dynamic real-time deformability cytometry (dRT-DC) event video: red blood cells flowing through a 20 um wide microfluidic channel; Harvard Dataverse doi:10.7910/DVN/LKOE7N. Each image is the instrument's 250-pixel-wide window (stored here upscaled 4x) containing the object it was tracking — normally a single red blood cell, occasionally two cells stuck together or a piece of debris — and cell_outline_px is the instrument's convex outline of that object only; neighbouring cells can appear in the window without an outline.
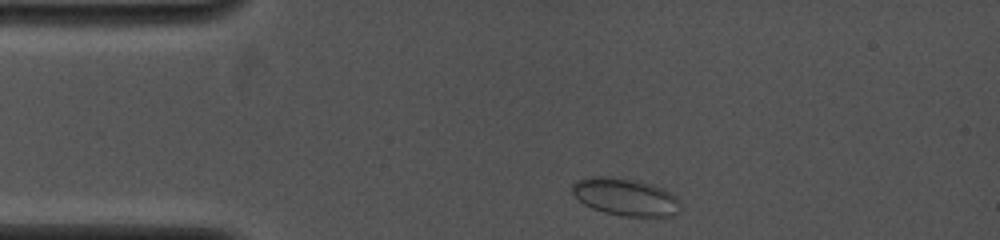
{"species": "common noctule bat (a hibernating species)", "species_latin": "Nyctalus noctula", "temperature_condition": "cold", "stored_images_in_passage": 6, "camera_frame_rate_fps": 4000, "um_per_image_px": 0.085, "animal": {"sex": "female", "body_mass_g": 19.0, "forearm_length_mm": 53.3}, "frame": {"image": 1, "passage_image": 1, "time_ms": 0.0, "image_size_px": [1000, 240], "cell_outline_px": [[680, 212], [672, 216], [620, 216], [604, 212], [592, 208], [584, 204], [572, 192], [572, 184], [576, 180], [592, 176], [616, 176], [636, 180], [652, 184], [664, 188], [676, 196], [680, 200]], "centroid_in_image_um": [53.19, 16.73], "position_along_channel_um": 31.8, "area_um2": 23.93}}
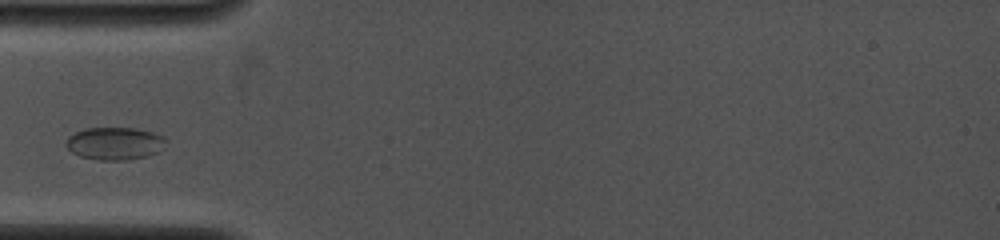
{"frame": {"image": 2, "passage_image": 3, "time_ms": 2.0, "image_size_px": [1000, 240], "cell_outline_px": [[168, 140], [156, 152], [148, 156], [124, 160], [100, 160], [80, 156], [72, 152], [64, 144], [68, 136], [84, 128], [136, 128], [152, 132]], "centroid_in_image_um": [9.71, 12.19], "position_along_channel_um": 75.3, "area_um2": 18.84}}
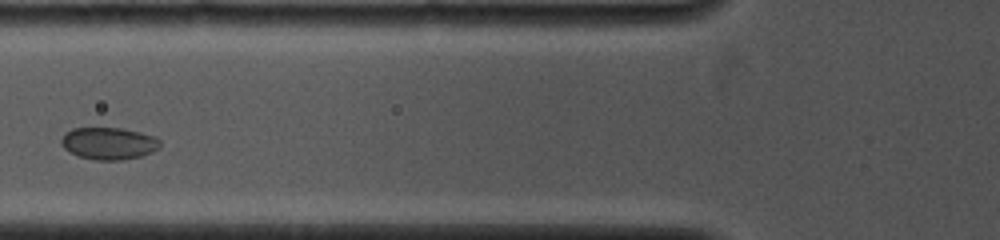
{"frame": {"image": 3, "passage_image": 5, "time_ms": 3.0, "image_size_px": [1000, 240], "cell_outline_px": [[160, 148], [152, 152], [140, 156], [120, 160], [96, 160], [80, 156], [64, 148], [60, 144], [60, 140], [64, 132], [72, 128], [120, 128], [140, 132], [156, 136], [160, 140]], "centroid_in_image_um": [9.25, 12.17], "position_along_channel_um": 116.6, "area_um2": 18.55}}